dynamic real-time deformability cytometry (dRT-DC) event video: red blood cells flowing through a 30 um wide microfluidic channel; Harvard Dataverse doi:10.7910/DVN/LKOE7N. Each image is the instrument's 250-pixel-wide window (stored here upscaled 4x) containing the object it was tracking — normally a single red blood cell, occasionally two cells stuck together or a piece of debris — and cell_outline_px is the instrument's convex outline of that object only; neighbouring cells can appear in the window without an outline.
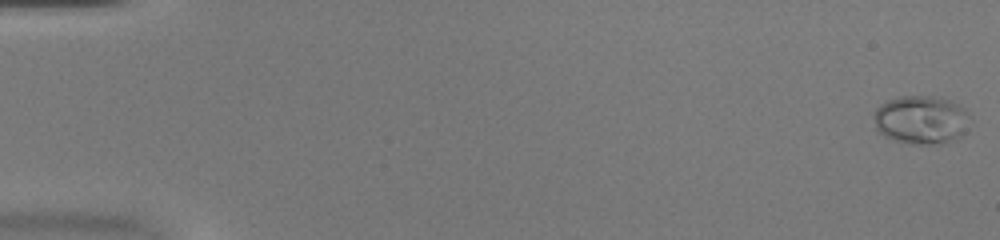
{"species": "common noctule bat (a hibernating species)", "species_latin": "Nyctalus noctula", "temperature_condition": "warm", "stored_images_in_passage": 53, "camera_frame_rate_fps": 3000, "um_per_image_px": 0.085, "animal": {"sex": "female", "body_mass_g": 20.0, "forearm_length_mm": 54.0}, "frame": {"image": 1, "passage_image": 1, "time_ms": 0.0, "image_size_px": [1000, 240], "cell_outline_px": [[972, 120], [964, 132], [956, 140], [944, 144], [908, 144], [884, 136], [876, 128], [872, 116], [872, 112], [880, 104], [888, 100], [900, 96], [940, 96], [964, 108], [972, 116]], "centroid_in_image_um": [78.31, 10.19], "position_along_channel_um": 6.7, "area_um2": 27.8}}
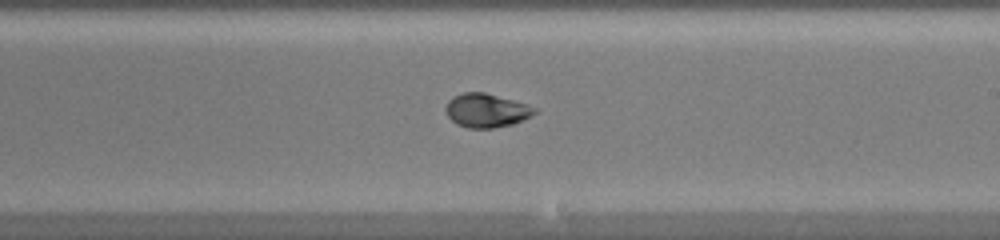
{"frame": {"image": 2, "passage_image": 32, "time_ms": 10.333, "image_size_px": [1000, 240], "cell_outline_px": [[536, 112], [512, 124], [492, 128], [468, 128], [456, 124], [448, 116], [444, 108], [448, 100], [464, 92], [484, 92], [528, 104], [536, 108]], "centroid_in_image_um": [41.3, 9.38], "position_along_channel_um": 247.7, "area_um2": 17.28}}
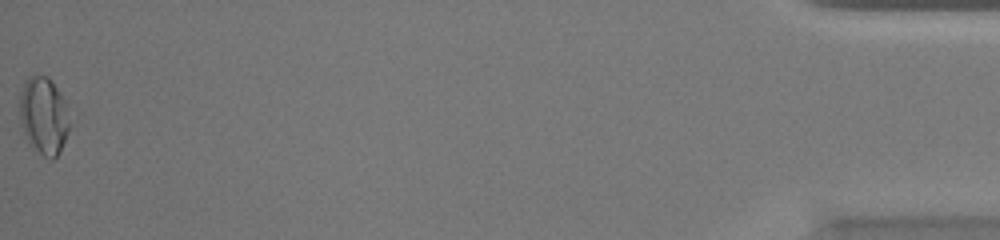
{"frame": {"image": 3, "passage_image": 53, "time_ms": 17.333, "image_size_px": [1000, 240], "cell_outline_px": [[68, 132], [56, 156], [52, 160], [44, 156], [28, 144], [20, 120], [20, 92], [28, 76], [48, 76], [52, 80], [64, 100], [68, 124]], "centroid_in_image_um": [3.68, 9.82], "position_along_channel_um": 431.5, "area_um2": 22.02}, "authors_computed_cell_mechanics": {"area_um2": 17.5134, "velocity_mm_per_s": 3.9709, "shape_relaxation_time_tau1_ms": null, "shape_relaxation_time_tau2_ms": 1.1522, "deformation_change_tau1": null, "deformation_change_tau2": 0.0427}}